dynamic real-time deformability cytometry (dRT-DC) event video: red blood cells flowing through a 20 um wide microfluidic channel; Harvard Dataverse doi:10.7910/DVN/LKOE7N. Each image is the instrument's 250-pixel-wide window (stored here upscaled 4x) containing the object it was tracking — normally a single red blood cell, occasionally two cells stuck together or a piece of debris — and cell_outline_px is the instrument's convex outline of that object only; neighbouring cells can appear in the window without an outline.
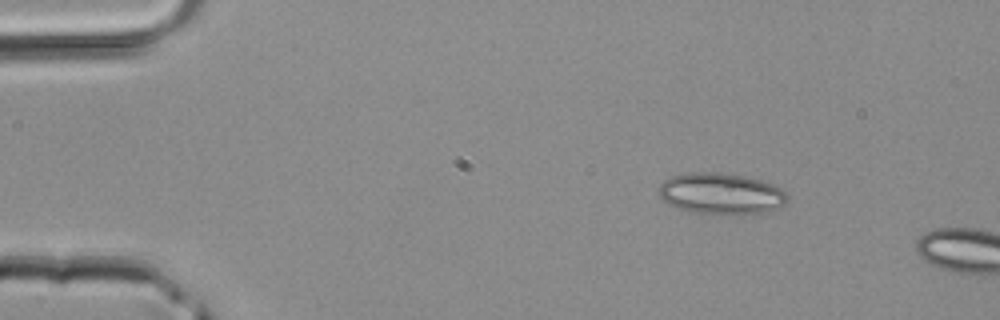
{"species": "common noctule bat (a hibernating species)", "species_latin": "Nyctalus noctula", "temperature_condition": "room temperature", "stored_images_in_passage": 9, "camera_frame_rate_fps": 3000, "um_per_image_px": 0.085, "animal": {"sex": "male", "body_mass_g": 20.4}, "frame": {"image": 1, "passage_image": 6, "time_ms": 1.667, "image_size_px": [1000, 320], "cell_outline_px": [[788, 200], [784, 204], [768, 212], [740, 216], [736, 216], [688, 212], [668, 204], [660, 196], [660, 184], [664, 180], [672, 176], [684, 172], [720, 172], [744, 176], [764, 180], [780, 188], [788, 196]], "centroid_in_image_um": [61.31, 16.48], "position_along_channel_um": 23.7, "area_um2": 31.62}}